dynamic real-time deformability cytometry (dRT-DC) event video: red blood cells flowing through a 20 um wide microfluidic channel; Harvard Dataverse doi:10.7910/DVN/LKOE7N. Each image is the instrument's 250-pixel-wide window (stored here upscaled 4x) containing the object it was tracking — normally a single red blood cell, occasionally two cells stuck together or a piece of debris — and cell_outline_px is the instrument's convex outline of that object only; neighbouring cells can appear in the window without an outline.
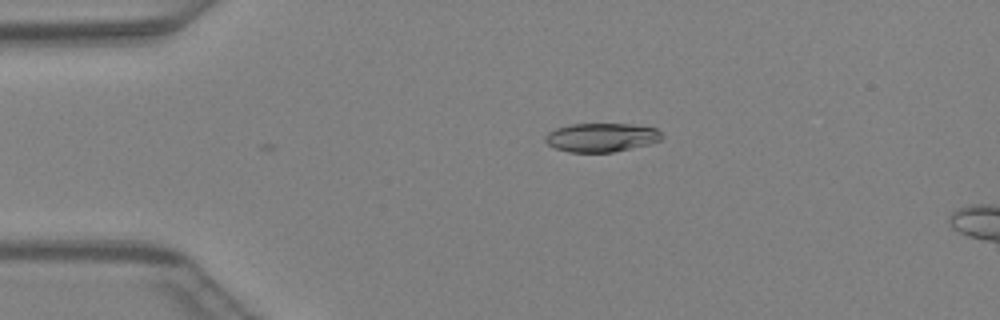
{"species": "Egyptian fruit bat (a non-hibernating species)", "species_latin": "Rousettus aegyptiacus", "temperature_condition": "warm", "stored_images_in_passage": 7, "camera_frame_rate_fps": 3000, "um_per_image_px": 0.085, "animal": {"sex": "female"}, "frame": {"image": 1, "passage_image": 7, "time_ms": 2.0, "image_size_px": [1000, 320], "cell_outline_px": [[664, 136], [660, 140], [648, 144], [612, 152], [568, 152], [556, 148], [548, 144], [544, 140], [544, 136], [548, 132], [556, 128], [572, 124], [632, 124], [656, 128]], "centroid_in_image_um": [51.1, 11.67], "position_along_channel_um": 33.9, "area_um2": 19.48}}